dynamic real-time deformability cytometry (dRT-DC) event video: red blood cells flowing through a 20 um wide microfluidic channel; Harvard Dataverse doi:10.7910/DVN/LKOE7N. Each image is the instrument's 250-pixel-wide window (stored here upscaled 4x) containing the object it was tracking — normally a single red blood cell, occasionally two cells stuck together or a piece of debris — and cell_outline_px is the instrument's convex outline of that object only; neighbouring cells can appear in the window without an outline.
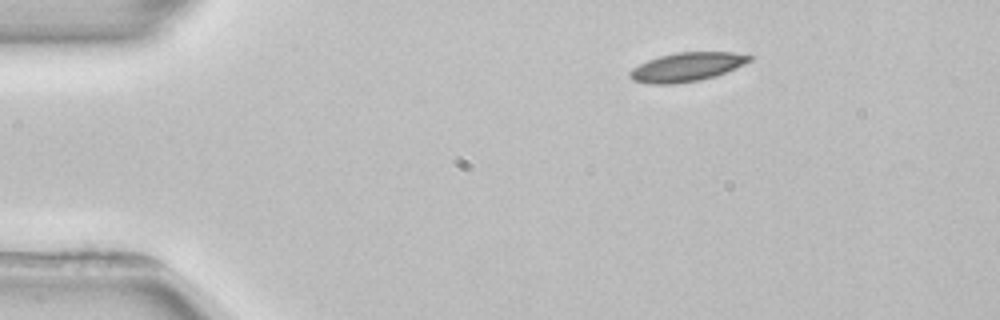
{"species": "common noctule bat (a hibernating species)", "species_latin": "Nyctalus noctula", "temperature_condition": "room temperature", "stored_images_in_passage": 3, "camera_frame_rate_fps": 3000, "um_per_image_px": 0.085, "animal": {"sex": "female", "body_mass_g": 22.7, "forearm_length_mm": 54.2}, "frame": {"image": 1, "passage_image": 1, "time_ms": 0.0, "image_size_px": [1000, 320], "cell_outline_px": [[752, 60], [736, 68], [716, 76], [700, 80], [672, 84], [652, 84], [632, 80], [628, 76], [628, 72], [632, 68], [648, 60], [660, 56], [676, 52], [732, 52], [752, 56]], "centroid_in_image_um": [58.36, 5.69], "position_along_channel_um": 26.6, "area_um2": 20.11}}
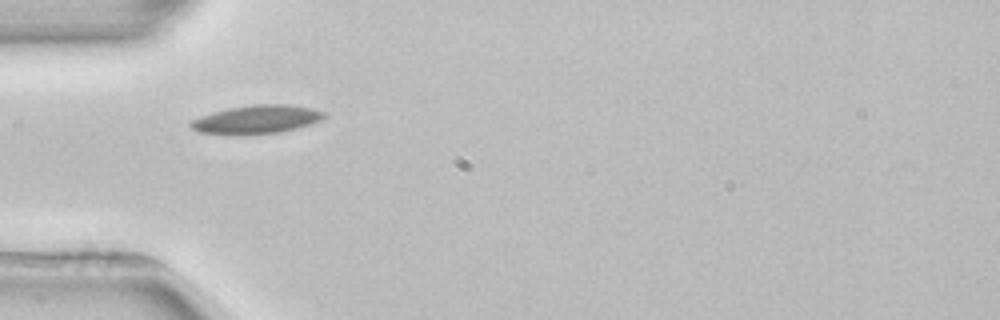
{"frame": {"image": 2, "passage_image": 3, "time_ms": 2.667, "image_size_px": [1000, 320], "cell_outline_px": [[324, 116], [320, 120], [312, 124], [280, 132], [248, 136], [240, 136], [196, 132], [188, 124], [192, 120], [200, 116], [212, 112], [228, 108], [252, 104], [288, 104], [312, 108], [324, 112]], "centroid_in_image_um": [21.76, 10.17], "position_along_channel_um": 63.2, "area_um2": 22.6}}